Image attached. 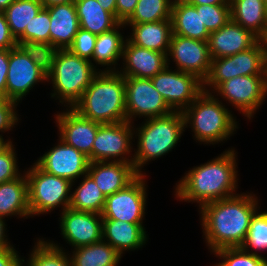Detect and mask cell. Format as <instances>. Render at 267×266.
I'll use <instances>...</instances> for the list:
<instances>
[{"label": "cell", "instance_id": "52a82bcc", "mask_svg": "<svg viewBox=\"0 0 267 266\" xmlns=\"http://www.w3.org/2000/svg\"><path fill=\"white\" fill-rule=\"evenodd\" d=\"M28 184V204L31 217L51 213L61 207L69 208L72 182L46 173L35 163L24 170Z\"/></svg>", "mask_w": 267, "mask_h": 266}, {"label": "cell", "instance_id": "f907efd6", "mask_svg": "<svg viewBox=\"0 0 267 266\" xmlns=\"http://www.w3.org/2000/svg\"><path fill=\"white\" fill-rule=\"evenodd\" d=\"M44 7H50L57 4L71 3L75 0H40Z\"/></svg>", "mask_w": 267, "mask_h": 266}, {"label": "cell", "instance_id": "f1b7e54d", "mask_svg": "<svg viewBox=\"0 0 267 266\" xmlns=\"http://www.w3.org/2000/svg\"><path fill=\"white\" fill-rule=\"evenodd\" d=\"M172 34L201 41H208L210 33L200 18V11L194 5L179 4L172 6Z\"/></svg>", "mask_w": 267, "mask_h": 266}, {"label": "cell", "instance_id": "44dd1931", "mask_svg": "<svg viewBox=\"0 0 267 266\" xmlns=\"http://www.w3.org/2000/svg\"><path fill=\"white\" fill-rule=\"evenodd\" d=\"M87 173L105 197L122 190L139 175L133 164L121 161L89 162Z\"/></svg>", "mask_w": 267, "mask_h": 266}, {"label": "cell", "instance_id": "f35d334b", "mask_svg": "<svg viewBox=\"0 0 267 266\" xmlns=\"http://www.w3.org/2000/svg\"><path fill=\"white\" fill-rule=\"evenodd\" d=\"M50 17L46 7H43L32 19L29 27L18 40L50 43Z\"/></svg>", "mask_w": 267, "mask_h": 266}, {"label": "cell", "instance_id": "11a10c76", "mask_svg": "<svg viewBox=\"0 0 267 266\" xmlns=\"http://www.w3.org/2000/svg\"><path fill=\"white\" fill-rule=\"evenodd\" d=\"M263 40H264V43H265V46H266V56H267V35Z\"/></svg>", "mask_w": 267, "mask_h": 266}, {"label": "cell", "instance_id": "d590c367", "mask_svg": "<svg viewBox=\"0 0 267 266\" xmlns=\"http://www.w3.org/2000/svg\"><path fill=\"white\" fill-rule=\"evenodd\" d=\"M17 47L27 54L46 75L53 70L54 59L58 51L54 45L17 40Z\"/></svg>", "mask_w": 267, "mask_h": 266}, {"label": "cell", "instance_id": "4fadbf2b", "mask_svg": "<svg viewBox=\"0 0 267 266\" xmlns=\"http://www.w3.org/2000/svg\"><path fill=\"white\" fill-rule=\"evenodd\" d=\"M126 118L130 123L135 119H148L168 115L172 112L151 79L125 77Z\"/></svg>", "mask_w": 267, "mask_h": 266}, {"label": "cell", "instance_id": "603a6c76", "mask_svg": "<svg viewBox=\"0 0 267 266\" xmlns=\"http://www.w3.org/2000/svg\"><path fill=\"white\" fill-rule=\"evenodd\" d=\"M50 17V44L68 49L78 32L79 20L74 2L46 7Z\"/></svg>", "mask_w": 267, "mask_h": 266}, {"label": "cell", "instance_id": "bcb514c9", "mask_svg": "<svg viewBox=\"0 0 267 266\" xmlns=\"http://www.w3.org/2000/svg\"><path fill=\"white\" fill-rule=\"evenodd\" d=\"M9 65V49H0V97L6 98V80Z\"/></svg>", "mask_w": 267, "mask_h": 266}, {"label": "cell", "instance_id": "ab89813d", "mask_svg": "<svg viewBox=\"0 0 267 266\" xmlns=\"http://www.w3.org/2000/svg\"><path fill=\"white\" fill-rule=\"evenodd\" d=\"M14 142H11L0 152V184L18 178L22 170H19L18 157ZM21 171V172H20Z\"/></svg>", "mask_w": 267, "mask_h": 266}, {"label": "cell", "instance_id": "7a4b0ae2", "mask_svg": "<svg viewBox=\"0 0 267 266\" xmlns=\"http://www.w3.org/2000/svg\"><path fill=\"white\" fill-rule=\"evenodd\" d=\"M237 154L231 147L216 158L186 171L174 188L176 199L196 202L200 209L208 203L238 194Z\"/></svg>", "mask_w": 267, "mask_h": 266}, {"label": "cell", "instance_id": "83f0119b", "mask_svg": "<svg viewBox=\"0 0 267 266\" xmlns=\"http://www.w3.org/2000/svg\"><path fill=\"white\" fill-rule=\"evenodd\" d=\"M79 27L99 35L115 28L120 22L109 12L104 10L97 0L74 1Z\"/></svg>", "mask_w": 267, "mask_h": 266}, {"label": "cell", "instance_id": "e0dca14e", "mask_svg": "<svg viewBox=\"0 0 267 266\" xmlns=\"http://www.w3.org/2000/svg\"><path fill=\"white\" fill-rule=\"evenodd\" d=\"M59 219L61 235L73 249L102 240L101 214L67 208Z\"/></svg>", "mask_w": 267, "mask_h": 266}, {"label": "cell", "instance_id": "f6af8a7d", "mask_svg": "<svg viewBox=\"0 0 267 266\" xmlns=\"http://www.w3.org/2000/svg\"><path fill=\"white\" fill-rule=\"evenodd\" d=\"M138 0H116V19L124 23L134 12Z\"/></svg>", "mask_w": 267, "mask_h": 266}, {"label": "cell", "instance_id": "f546056e", "mask_svg": "<svg viewBox=\"0 0 267 266\" xmlns=\"http://www.w3.org/2000/svg\"><path fill=\"white\" fill-rule=\"evenodd\" d=\"M68 254L72 266H118L122 258V255L103 239L75 248Z\"/></svg>", "mask_w": 267, "mask_h": 266}, {"label": "cell", "instance_id": "b9f144b4", "mask_svg": "<svg viewBox=\"0 0 267 266\" xmlns=\"http://www.w3.org/2000/svg\"><path fill=\"white\" fill-rule=\"evenodd\" d=\"M18 104L14 101L0 97V136L3 137V133L13 131V127L18 125L19 114L17 109Z\"/></svg>", "mask_w": 267, "mask_h": 266}, {"label": "cell", "instance_id": "cb8c5ba5", "mask_svg": "<svg viewBox=\"0 0 267 266\" xmlns=\"http://www.w3.org/2000/svg\"><path fill=\"white\" fill-rule=\"evenodd\" d=\"M131 27L130 35L126 38L133 44L146 49L168 53L172 36L171 19L153 23L124 24Z\"/></svg>", "mask_w": 267, "mask_h": 266}, {"label": "cell", "instance_id": "d6986e66", "mask_svg": "<svg viewBox=\"0 0 267 266\" xmlns=\"http://www.w3.org/2000/svg\"><path fill=\"white\" fill-rule=\"evenodd\" d=\"M167 54L139 47L127 38L123 46L122 64L118 72L124 77L151 79L167 66Z\"/></svg>", "mask_w": 267, "mask_h": 266}, {"label": "cell", "instance_id": "e575fe53", "mask_svg": "<svg viewBox=\"0 0 267 266\" xmlns=\"http://www.w3.org/2000/svg\"><path fill=\"white\" fill-rule=\"evenodd\" d=\"M249 253L265 256L261 254L267 250V211H257L248 229L245 242L241 246Z\"/></svg>", "mask_w": 267, "mask_h": 266}, {"label": "cell", "instance_id": "681fc988", "mask_svg": "<svg viewBox=\"0 0 267 266\" xmlns=\"http://www.w3.org/2000/svg\"><path fill=\"white\" fill-rule=\"evenodd\" d=\"M191 5H218L230 4L229 0H192Z\"/></svg>", "mask_w": 267, "mask_h": 266}, {"label": "cell", "instance_id": "8992f818", "mask_svg": "<svg viewBox=\"0 0 267 266\" xmlns=\"http://www.w3.org/2000/svg\"><path fill=\"white\" fill-rule=\"evenodd\" d=\"M99 71L101 69H97L91 61L69 49H58L53 70L47 75V82L53 87L51 98L59 100L63 107L72 108Z\"/></svg>", "mask_w": 267, "mask_h": 266}, {"label": "cell", "instance_id": "ffe728a7", "mask_svg": "<svg viewBox=\"0 0 267 266\" xmlns=\"http://www.w3.org/2000/svg\"><path fill=\"white\" fill-rule=\"evenodd\" d=\"M260 39L231 19L209 35L208 48L212 59L233 56L253 47Z\"/></svg>", "mask_w": 267, "mask_h": 266}, {"label": "cell", "instance_id": "7bdbcfd3", "mask_svg": "<svg viewBox=\"0 0 267 266\" xmlns=\"http://www.w3.org/2000/svg\"><path fill=\"white\" fill-rule=\"evenodd\" d=\"M17 41L11 34L9 25L3 12H0V49H12Z\"/></svg>", "mask_w": 267, "mask_h": 266}, {"label": "cell", "instance_id": "2e32d148", "mask_svg": "<svg viewBox=\"0 0 267 266\" xmlns=\"http://www.w3.org/2000/svg\"><path fill=\"white\" fill-rule=\"evenodd\" d=\"M57 143L34 163L48 174L71 181L74 186L77 179L87 174L89 159L60 138Z\"/></svg>", "mask_w": 267, "mask_h": 266}, {"label": "cell", "instance_id": "ba28073f", "mask_svg": "<svg viewBox=\"0 0 267 266\" xmlns=\"http://www.w3.org/2000/svg\"><path fill=\"white\" fill-rule=\"evenodd\" d=\"M248 75H267L264 40L233 56L212 59L209 75L203 81V91L213 93L224 81Z\"/></svg>", "mask_w": 267, "mask_h": 266}, {"label": "cell", "instance_id": "8d00e7d4", "mask_svg": "<svg viewBox=\"0 0 267 266\" xmlns=\"http://www.w3.org/2000/svg\"><path fill=\"white\" fill-rule=\"evenodd\" d=\"M213 255L222 260L213 266H267V256L249 253L242 247L222 248Z\"/></svg>", "mask_w": 267, "mask_h": 266}, {"label": "cell", "instance_id": "9c48e42d", "mask_svg": "<svg viewBox=\"0 0 267 266\" xmlns=\"http://www.w3.org/2000/svg\"><path fill=\"white\" fill-rule=\"evenodd\" d=\"M213 94L252 120L267 96V75L237 76L224 81ZM220 98H219V97Z\"/></svg>", "mask_w": 267, "mask_h": 266}, {"label": "cell", "instance_id": "9a60e30c", "mask_svg": "<svg viewBox=\"0 0 267 266\" xmlns=\"http://www.w3.org/2000/svg\"><path fill=\"white\" fill-rule=\"evenodd\" d=\"M41 82H47V75L34 61L17 46L9 49L6 99L19 104Z\"/></svg>", "mask_w": 267, "mask_h": 266}, {"label": "cell", "instance_id": "1f68e13d", "mask_svg": "<svg viewBox=\"0 0 267 266\" xmlns=\"http://www.w3.org/2000/svg\"><path fill=\"white\" fill-rule=\"evenodd\" d=\"M34 244L23 266H72L68 251L53 240L38 238Z\"/></svg>", "mask_w": 267, "mask_h": 266}, {"label": "cell", "instance_id": "db71d44e", "mask_svg": "<svg viewBox=\"0 0 267 266\" xmlns=\"http://www.w3.org/2000/svg\"><path fill=\"white\" fill-rule=\"evenodd\" d=\"M172 6H176L179 4H189L192 2V0H170Z\"/></svg>", "mask_w": 267, "mask_h": 266}, {"label": "cell", "instance_id": "ee69618b", "mask_svg": "<svg viewBox=\"0 0 267 266\" xmlns=\"http://www.w3.org/2000/svg\"><path fill=\"white\" fill-rule=\"evenodd\" d=\"M12 247L0 250V266H23L24 258Z\"/></svg>", "mask_w": 267, "mask_h": 266}, {"label": "cell", "instance_id": "5bb4252c", "mask_svg": "<svg viewBox=\"0 0 267 266\" xmlns=\"http://www.w3.org/2000/svg\"><path fill=\"white\" fill-rule=\"evenodd\" d=\"M167 66L175 63V69L196 75L204 81L210 72L212 58L208 41H201L172 34L167 53ZM171 59V60H170Z\"/></svg>", "mask_w": 267, "mask_h": 266}, {"label": "cell", "instance_id": "74e56055", "mask_svg": "<svg viewBox=\"0 0 267 266\" xmlns=\"http://www.w3.org/2000/svg\"><path fill=\"white\" fill-rule=\"evenodd\" d=\"M209 33L219 30L230 19V4L194 5Z\"/></svg>", "mask_w": 267, "mask_h": 266}, {"label": "cell", "instance_id": "6da1fadb", "mask_svg": "<svg viewBox=\"0 0 267 266\" xmlns=\"http://www.w3.org/2000/svg\"><path fill=\"white\" fill-rule=\"evenodd\" d=\"M256 194L239 193L203 205L199 209L204 241L214 253L227 247H241L253 215L260 209Z\"/></svg>", "mask_w": 267, "mask_h": 266}, {"label": "cell", "instance_id": "4316f807", "mask_svg": "<svg viewBox=\"0 0 267 266\" xmlns=\"http://www.w3.org/2000/svg\"><path fill=\"white\" fill-rule=\"evenodd\" d=\"M231 20L260 40L267 35V5L262 0H229Z\"/></svg>", "mask_w": 267, "mask_h": 266}, {"label": "cell", "instance_id": "d6a6232c", "mask_svg": "<svg viewBox=\"0 0 267 266\" xmlns=\"http://www.w3.org/2000/svg\"><path fill=\"white\" fill-rule=\"evenodd\" d=\"M40 0H14L4 11L11 34L16 41L24 34L32 19L43 8Z\"/></svg>", "mask_w": 267, "mask_h": 266}, {"label": "cell", "instance_id": "5b68a950", "mask_svg": "<svg viewBox=\"0 0 267 266\" xmlns=\"http://www.w3.org/2000/svg\"><path fill=\"white\" fill-rule=\"evenodd\" d=\"M134 129L137 148L134 149V169L144 174L142 168L164 155H167L180 142L185 132V121L182 112L172 111L170 114L144 119Z\"/></svg>", "mask_w": 267, "mask_h": 266}, {"label": "cell", "instance_id": "3957f363", "mask_svg": "<svg viewBox=\"0 0 267 266\" xmlns=\"http://www.w3.org/2000/svg\"><path fill=\"white\" fill-rule=\"evenodd\" d=\"M72 108L101 124L127 121L125 77L118 71H99Z\"/></svg>", "mask_w": 267, "mask_h": 266}, {"label": "cell", "instance_id": "277c9868", "mask_svg": "<svg viewBox=\"0 0 267 266\" xmlns=\"http://www.w3.org/2000/svg\"><path fill=\"white\" fill-rule=\"evenodd\" d=\"M182 114L185 128L192 129L194 140L200 144H220L230 139L239 128L236 117L222 99L205 91Z\"/></svg>", "mask_w": 267, "mask_h": 266}, {"label": "cell", "instance_id": "4dcf8cb0", "mask_svg": "<svg viewBox=\"0 0 267 266\" xmlns=\"http://www.w3.org/2000/svg\"><path fill=\"white\" fill-rule=\"evenodd\" d=\"M82 179L81 183L78 184L79 186L71 191L69 208L76 211L101 214L106 197L88 173L83 175Z\"/></svg>", "mask_w": 267, "mask_h": 266}, {"label": "cell", "instance_id": "7402d4cb", "mask_svg": "<svg viewBox=\"0 0 267 266\" xmlns=\"http://www.w3.org/2000/svg\"><path fill=\"white\" fill-rule=\"evenodd\" d=\"M102 239L123 256L125 251L142 249L148 242V234L144 224L103 219Z\"/></svg>", "mask_w": 267, "mask_h": 266}, {"label": "cell", "instance_id": "f5cc1de1", "mask_svg": "<svg viewBox=\"0 0 267 266\" xmlns=\"http://www.w3.org/2000/svg\"><path fill=\"white\" fill-rule=\"evenodd\" d=\"M14 0H0V12H3Z\"/></svg>", "mask_w": 267, "mask_h": 266}, {"label": "cell", "instance_id": "8fae6325", "mask_svg": "<svg viewBox=\"0 0 267 266\" xmlns=\"http://www.w3.org/2000/svg\"><path fill=\"white\" fill-rule=\"evenodd\" d=\"M133 128V123L128 121L101 124L92 147V162L121 161L133 164Z\"/></svg>", "mask_w": 267, "mask_h": 266}, {"label": "cell", "instance_id": "ac0fdd59", "mask_svg": "<svg viewBox=\"0 0 267 266\" xmlns=\"http://www.w3.org/2000/svg\"><path fill=\"white\" fill-rule=\"evenodd\" d=\"M58 137L88 157L92 162V147L101 123L82 117L73 108L57 112L54 116Z\"/></svg>", "mask_w": 267, "mask_h": 266}, {"label": "cell", "instance_id": "484cf974", "mask_svg": "<svg viewBox=\"0 0 267 266\" xmlns=\"http://www.w3.org/2000/svg\"><path fill=\"white\" fill-rule=\"evenodd\" d=\"M126 28L124 23H119L112 30L97 35L95 48L92 57V64L101 71H117L118 62L122 59L123 46L126 37L120 30ZM96 64V65H95ZM106 66V67H105Z\"/></svg>", "mask_w": 267, "mask_h": 266}, {"label": "cell", "instance_id": "836d02e7", "mask_svg": "<svg viewBox=\"0 0 267 266\" xmlns=\"http://www.w3.org/2000/svg\"><path fill=\"white\" fill-rule=\"evenodd\" d=\"M170 0H138L132 15L124 24L153 23L171 19Z\"/></svg>", "mask_w": 267, "mask_h": 266}, {"label": "cell", "instance_id": "60d3db41", "mask_svg": "<svg viewBox=\"0 0 267 266\" xmlns=\"http://www.w3.org/2000/svg\"><path fill=\"white\" fill-rule=\"evenodd\" d=\"M96 39V34L79 28L72 45L68 49L73 54L92 62Z\"/></svg>", "mask_w": 267, "mask_h": 266}, {"label": "cell", "instance_id": "d4e9b609", "mask_svg": "<svg viewBox=\"0 0 267 266\" xmlns=\"http://www.w3.org/2000/svg\"><path fill=\"white\" fill-rule=\"evenodd\" d=\"M13 216L21 219L31 217L25 171L18 178L0 184V217Z\"/></svg>", "mask_w": 267, "mask_h": 266}, {"label": "cell", "instance_id": "7dc6e473", "mask_svg": "<svg viewBox=\"0 0 267 266\" xmlns=\"http://www.w3.org/2000/svg\"><path fill=\"white\" fill-rule=\"evenodd\" d=\"M5 220V218L0 217V250L13 246V244L10 243L7 235V224H5Z\"/></svg>", "mask_w": 267, "mask_h": 266}, {"label": "cell", "instance_id": "7c38bea8", "mask_svg": "<svg viewBox=\"0 0 267 266\" xmlns=\"http://www.w3.org/2000/svg\"><path fill=\"white\" fill-rule=\"evenodd\" d=\"M166 66L151 81L172 111L183 112L202 92L203 81L196 75Z\"/></svg>", "mask_w": 267, "mask_h": 266}, {"label": "cell", "instance_id": "c3c4849f", "mask_svg": "<svg viewBox=\"0 0 267 266\" xmlns=\"http://www.w3.org/2000/svg\"><path fill=\"white\" fill-rule=\"evenodd\" d=\"M101 7L116 18V0H97Z\"/></svg>", "mask_w": 267, "mask_h": 266}, {"label": "cell", "instance_id": "816d5d0a", "mask_svg": "<svg viewBox=\"0 0 267 266\" xmlns=\"http://www.w3.org/2000/svg\"><path fill=\"white\" fill-rule=\"evenodd\" d=\"M11 142H13V140L9 138L6 140L5 138L0 136V152L4 150Z\"/></svg>", "mask_w": 267, "mask_h": 266}, {"label": "cell", "instance_id": "30bf717a", "mask_svg": "<svg viewBox=\"0 0 267 266\" xmlns=\"http://www.w3.org/2000/svg\"><path fill=\"white\" fill-rule=\"evenodd\" d=\"M145 174H139L125 188L106 197L102 219L143 224L148 198Z\"/></svg>", "mask_w": 267, "mask_h": 266}]
</instances>
